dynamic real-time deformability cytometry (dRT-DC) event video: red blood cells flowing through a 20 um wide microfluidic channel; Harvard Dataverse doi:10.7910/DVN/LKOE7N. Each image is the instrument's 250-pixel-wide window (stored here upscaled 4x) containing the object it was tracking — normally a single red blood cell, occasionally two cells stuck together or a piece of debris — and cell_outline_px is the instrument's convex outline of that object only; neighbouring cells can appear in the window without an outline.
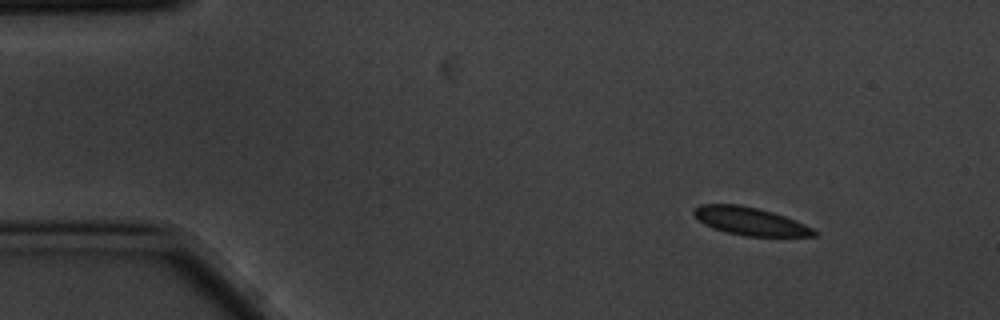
{"species": "common noctule bat (a hibernating species)", "species_latin": "Nyctalus noctula", "temperature_condition": "cold", "stored_images_in_passage": 6, "camera_frame_rate_fps": 3000, "um_per_image_px": 0.085, "animal": {"sex": "male", "body_mass_g": 20.1, "forearm_length_mm": 53.5}, "frame": {"image": 1, "passage_image": 1, "time_ms": 0.0, "image_size_px": [1000, 320], "cell_outline_px": [[816, 236], [744, 236], [712, 228], [704, 224], [692, 212], [692, 208], [700, 204], [740, 204], [772, 212], [796, 220], [812, 228], [816, 232]], "centroid_in_image_um": [63.73, 18.79], "position_along_channel_um": 21.3, "area_um2": 19.42}}
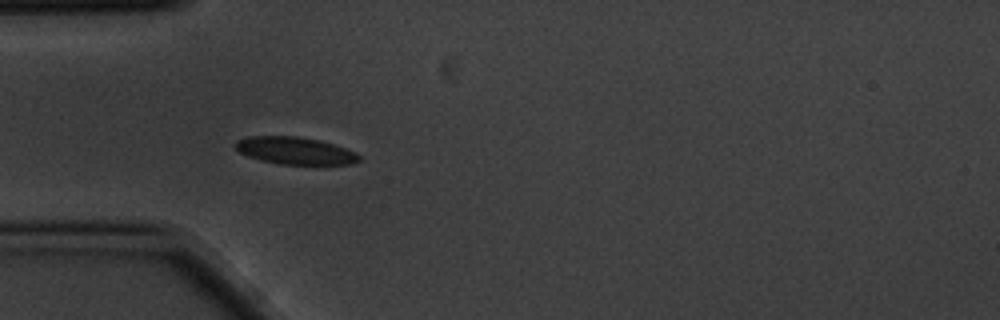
{"frame": {"image": 2, "passage_image": 4, "time_ms": 1.0, "image_size_px": [1000, 320], "cell_outline_px": [[360, 160], [352, 164], [280, 164], [260, 160], [248, 156], [240, 152], [232, 144], [236, 140], [248, 136], [296, 136], [320, 140], [356, 152], [360, 156]], "centroid_in_image_um": [25.05, 12.8], "position_along_channel_um": 60.0, "area_um2": 19.65}}